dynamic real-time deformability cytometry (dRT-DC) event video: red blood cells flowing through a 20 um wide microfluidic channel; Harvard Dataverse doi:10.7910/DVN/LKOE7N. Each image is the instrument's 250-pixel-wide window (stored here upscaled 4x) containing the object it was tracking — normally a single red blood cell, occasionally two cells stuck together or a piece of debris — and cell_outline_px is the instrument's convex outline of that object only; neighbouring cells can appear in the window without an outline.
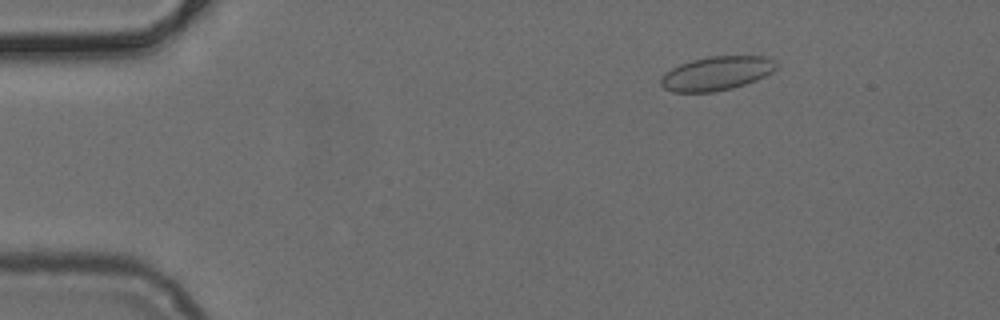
{"species": "common noctule bat (a hibernating species)", "species_latin": "Nyctalus noctula", "temperature_condition": "cold", "stored_images_in_passage": 52, "camera_frame_rate_fps": 3000, "um_per_image_px": 0.085, "animal": {"sex": "female", "body_mass_g": 24.6, "forearm_length_mm": 56.2}, "frame": {"image": 1, "passage_image": 8, "time_ms": 2.333, "image_size_px": [1000, 320], "cell_outline_px": [[776, 68], [772, 72], [756, 80], [732, 88], [712, 92], [672, 92], [664, 88], [660, 84], [660, 80], [664, 72], [680, 64], [692, 60], [708, 56], [768, 56], [776, 64]], "centroid_in_image_um": [60.88, 6.23], "position_along_channel_um": 24.1, "area_um2": 22.77}}
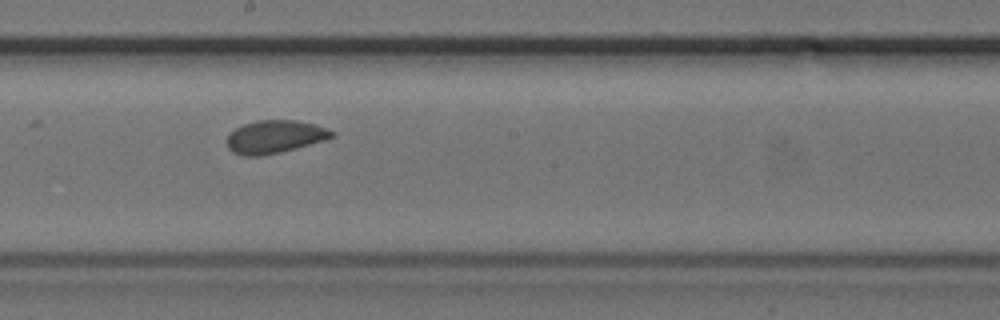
{"frame": {"image": 2, "passage_image": 29, "time_ms": 9.333, "image_size_px": [1000, 320], "cell_outline_px": [[336, 136], [328, 140], [280, 152], [260, 156], [244, 156], [232, 152], [228, 148], [228, 132], [244, 124], [256, 120], [296, 120], [316, 124], [328, 128], [336, 132]], "centroid_in_image_um": [23.41, 11.62], "position_along_channel_um": 224.8, "area_um2": 20.46}}
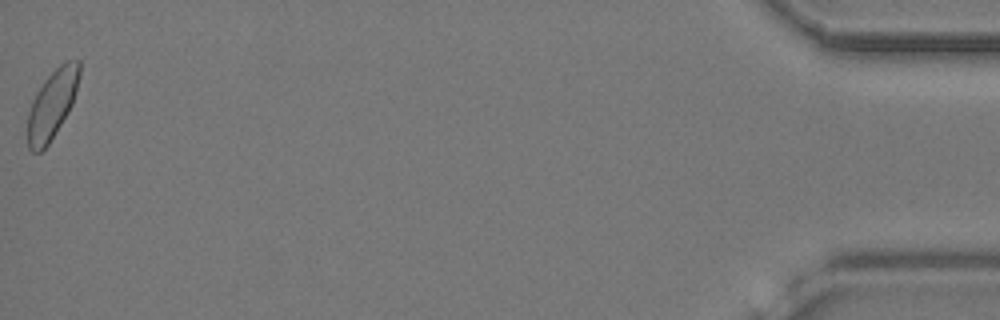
{"frame": {"image": 3, "passage_image": 52, "time_ms": 17.0, "image_size_px": [1000, 320], "cell_outline_px": [[80, 72], [76, 92], [72, 104], [68, 112], [48, 144], [40, 152], [32, 152], [28, 148], [28, 112], [32, 100], [36, 92], [44, 80], [64, 60], [80, 60]], "centroid_in_image_um": [4.43, 8.84], "position_along_channel_um": 430.8, "area_um2": 20.63}}